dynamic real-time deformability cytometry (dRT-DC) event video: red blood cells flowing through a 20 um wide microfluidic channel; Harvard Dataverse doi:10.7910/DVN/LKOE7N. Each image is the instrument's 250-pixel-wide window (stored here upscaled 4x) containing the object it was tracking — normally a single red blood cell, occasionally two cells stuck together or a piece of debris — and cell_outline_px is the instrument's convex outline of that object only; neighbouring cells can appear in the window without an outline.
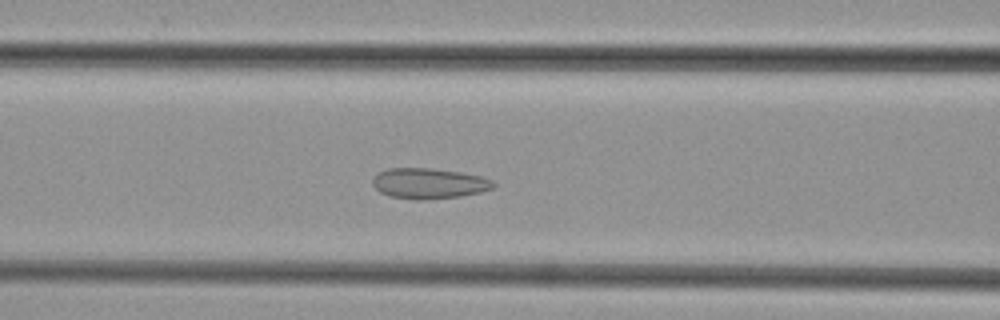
{"species": "common noctule bat (a hibernating species)", "species_latin": "Nyctalus noctula", "temperature_condition": "cold", "stored_images_in_passage": 42, "segment_of_instrument_passage": [1, 2], "camera_frame_rate_fps": 3000, "um_per_image_px": 0.085, "animal": {"sex": "female", "body_mass_g": 29.2, "forearm_length_mm": 56.3}, "frame": {"image": 1, "passage_image": 13, "time_ms": 4.0, "image_size_px": [1000, 320], "cell_outline_px": [[496, 184], [492, 188], [480, 192], [460, 196], [420, 200], [416, 200], [388, 196], [380, 192], [372, 184], [372, 180], [380, 172], [388, 168], [428, 168], [460, 172], [480, 176], [492, 180]], "centroid_in_image_um": [36.44, 15.59], "position_along_channel_um": 130.2, "area_um2": 21.33}}
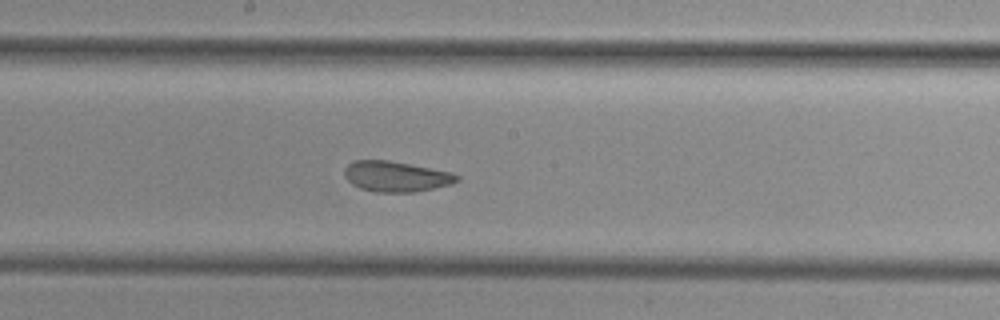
{"frame": {"image": 2, "passage_image": 19, "time_ms": 6.0, "image_size_px": [1000, 320], "cell_outline_px": [[460, 180], [452, 184], [416, 192], [376, 192], [360, 188], [352, 184], [344, 176], [344, 168], [348, 164], [356, 160], [388, 160], [452, 172], [460, 176]], "centroid_in_image_um": [33.68, 15.0], "position_along_channel_um": 214.5, "area_um2": 20.06}}
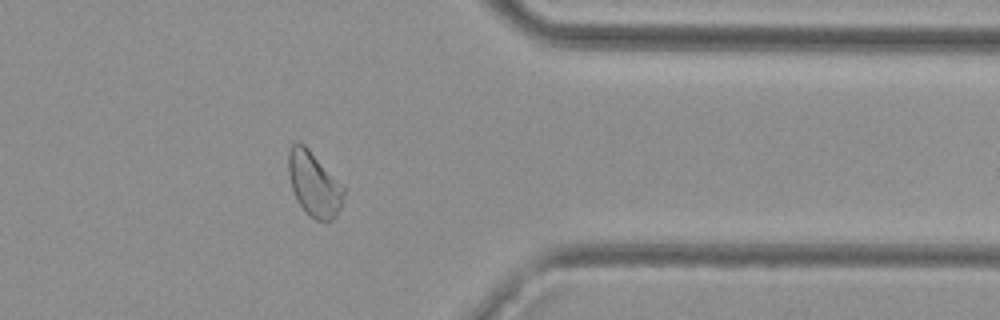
{"frame": {"image": 3, "passage_image": 32, "time_ms": 10.333, "image_size_px": [1000, 320], "cell_outline_px": [[344, 192], [340, 208], [336, 216], [332, 220], [324, 224], [308, 216], [296, 200], [292, 188], [288, 172], [288, 148], [296, 140], [300, 140], [308, 148], [344, 188]], "centroid_in_image_um": [26.65, 15.66], "position_along_channel_um": 384.8, "area_um2": 20.92}}